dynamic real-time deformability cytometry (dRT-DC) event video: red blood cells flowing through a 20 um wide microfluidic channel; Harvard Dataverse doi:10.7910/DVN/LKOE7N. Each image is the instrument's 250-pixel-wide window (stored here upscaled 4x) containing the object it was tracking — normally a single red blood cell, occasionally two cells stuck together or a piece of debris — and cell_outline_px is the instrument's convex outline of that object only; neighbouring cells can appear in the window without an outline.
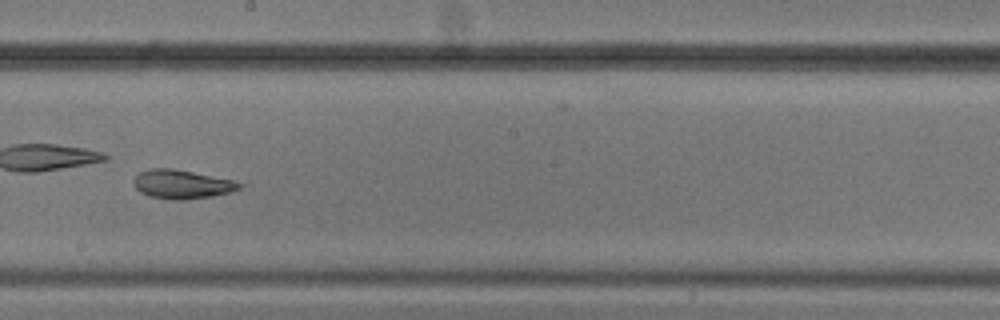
{"species": "common noctule bat (a hibernating species)", "species_latin": "Nyctalus noctula", "temperature_condition": "cold", "stored_images_in_passage": 14, "camera_frame_rate_fps": 3000, "um_per_image_px": 0.085, "animal": {"sex": "male", "body_mass_g": 20.5, "forearm_length_mm": 52.5}, "frame": {"image": 1, "passage_image": 8, "time_ms": 9.333, "image_size_px": [1000, 320], "cell_outline_px": [[244, 184], [240, 188], [232, 192], [212, 196], [184, 200], [176, 200], [148, 196], [140, 192], [132, 184], [132, 180], [140, 172], [152, 168], [172, 168], [232, 180]], "centroid_in_image_um": [15.44, 15.67], "position_along_channel_um": 232.8, "area_um2": 17.74}}
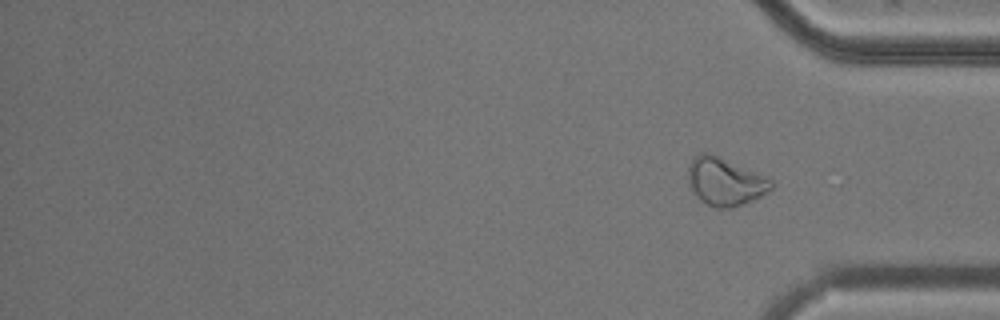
{"frame": {"image": 2, "passage_image": 14, "time_ms": 19.0, "image_size_px": [1000, 320], "cell_outline_px": [[772, 188], [768, 192], [744, 204], [732, 208], [716, 208], [700, 200], [696, 196], [688, 184], [688, 164], [700, 152], [708, 152], [772, 176]], "centroid_in_image_um": [61.67, 15.42], "position_along_channel_um": 373.5, "area_um2": 23.7}, "authors_computed_cell_mechanics": {"area_um2": 19.9988, "velocity_mm_per_s": 3.7063, "shape_relaxation_time_tau1_ms": 4.4735, "shape_relaxation_time_tau2_ms": 2.9421, "deformation_change_tau1": 0.1499, "deformation_change_tau2": 0.0657}}